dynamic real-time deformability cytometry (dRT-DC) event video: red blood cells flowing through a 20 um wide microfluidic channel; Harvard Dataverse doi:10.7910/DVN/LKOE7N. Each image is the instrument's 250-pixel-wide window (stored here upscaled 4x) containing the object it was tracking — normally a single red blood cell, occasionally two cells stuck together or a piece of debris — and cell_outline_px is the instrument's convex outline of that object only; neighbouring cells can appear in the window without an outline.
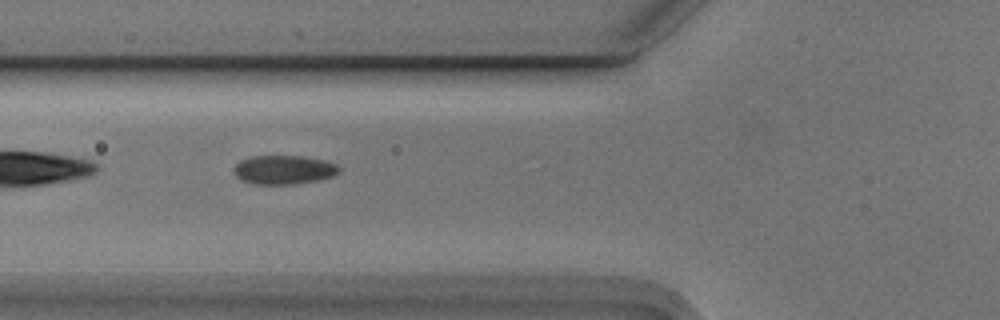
{"species": "Egyptian fruit bat (a non-hibernating species)", "species_latin": "Rousettus aegyptiacus", "temperature_condition": "cold", "stored_images_in_passage": 3, "camera_frame_rate_fps": 3000, "um_per_image_px": 0.085, "animal": {"sex": "male"}, "frame": {"image": 1, "passage_image": 2, "time_ms": 0.333, "image_size_px": [1000, 320], "cell_outline_px": [[340, 172], [332, 176], [316, 180], [292, 184], [252, 184], [240, 180], [232, 172], [236, 164], [240, 160], [252, 156], [304, 156], [324, 160], [336, 164], [340, 168]], "centroid_in_image_um": [24.09, 14.43], "position_along_channel_um": 101.7, "area_um2": 17.8}}
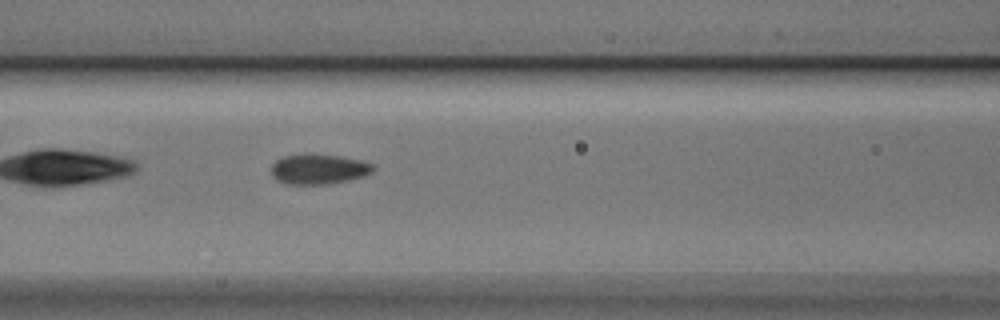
{"frame": {"image": 2, "passage_image": 3, "time_ms": 0.667, "image_size_px": [1000, 320], "cell_outline_px": [[376, 168], [372, 172], [364, 176], [348, 180], [320, 184], [288, 184], [276, 180], [272, 176], [272, 164], [276, 160], [284, 156], [304, 152], [340, 156], [360, 160], [372, 164]], "centroid_in_image_um": [27.06, 14.35], "position_along_channel_um": 139.5, "area_um2": 18.03}}